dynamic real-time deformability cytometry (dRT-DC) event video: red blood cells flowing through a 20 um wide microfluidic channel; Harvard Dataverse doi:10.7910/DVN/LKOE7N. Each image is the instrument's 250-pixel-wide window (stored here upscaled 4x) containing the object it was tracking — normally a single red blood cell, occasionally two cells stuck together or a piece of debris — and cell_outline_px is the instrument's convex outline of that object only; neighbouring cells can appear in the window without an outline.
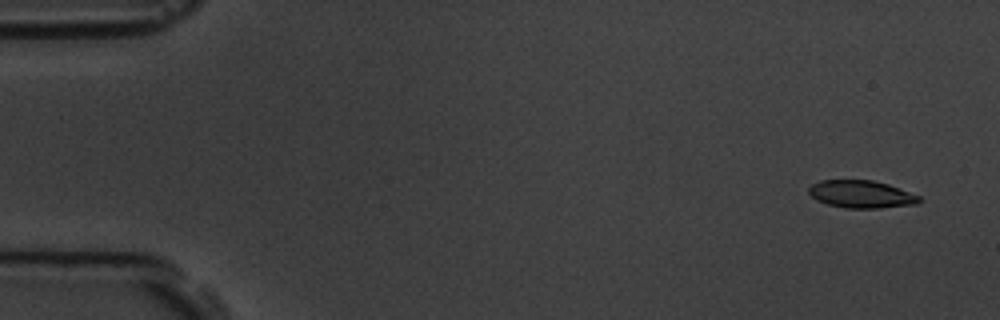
{"species": "common noctule bat (a hibernating species)", "species_latin": "Nyctalus noctula", "temperature_condition": "room temperature", "stored_images_in_passage": 6, "camera_frame_rate_fps": 3000, "um_per_image_px": 0.085, "animal": {"sex": "male", "body_mass_g": 19.5, "forearm_length_mm": 54.6}, "frame": {"image": 1, "passage_image": 1, "time_ms": 0.0, "image_size_px": [1000, 320], "cell_outline_px": [[920, 200], [916, 204], [880, 208], [844, 208], [828, 204], [816, 200], [808, 192], [808, 188], [812, 184], [820, 180], [872, 180], [888, 184], [920, 196]], "centroid_in_image_um": [73.18, 16.51], "position_along_channel_um": 11.8, "area_um2": 17.69}}
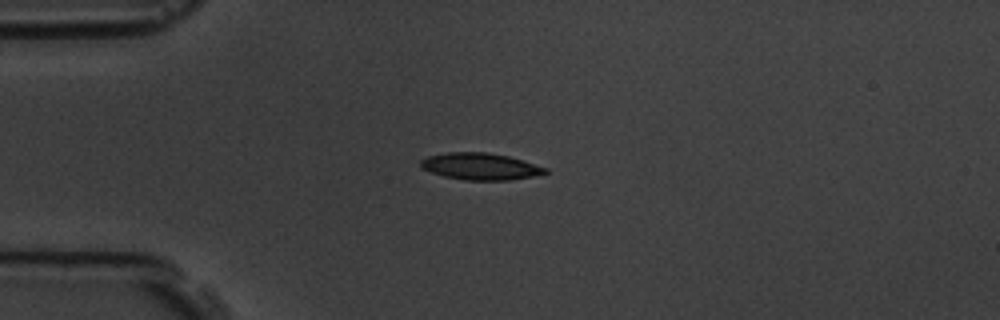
{"frame": {"image": 2, "passage_image": 4, "time_ms": 3.667, "image_size_px": [1000, 320], "cell_outline_px": [[548, 172], [532, 176], [508, 180], [464, 180], [444, 176], [432, 172], [424, 168], [420, 164], [420, 160], [428, 156], [448, 152], [488, 152], [508, 156], [548, 168]], "centroid_in_image_um": [40.83, 14.14], "position_along_channel_um": 44.2, "area_um2": 19.25}}
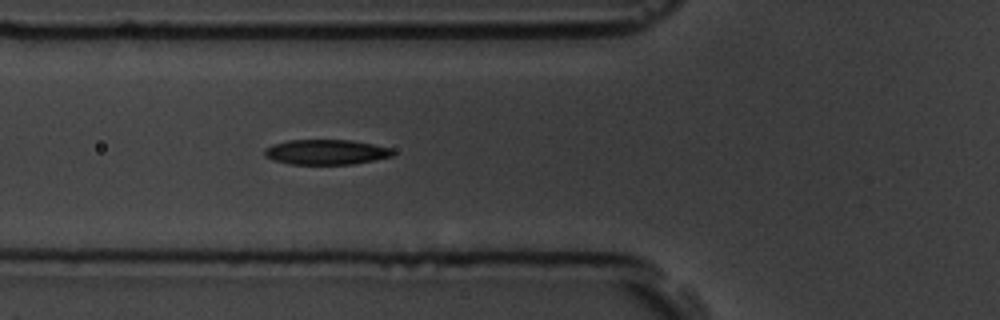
{"frame": {"image": 3, "passage_image": 6, "time_ms": 5.667, "image_size_px": [1000, 320], "cell_outline_px": [[396, 152], [392, 156], [352, 164], [292, 164], [272, 160], [264, 156], [264, 148], [272, 144], [288, 140], [352, 140], [392, 148]], "centroid_in_image_um": [27.69, 12.92], "position_along_channel_um": 98.1, "area_um2": 18.79}}